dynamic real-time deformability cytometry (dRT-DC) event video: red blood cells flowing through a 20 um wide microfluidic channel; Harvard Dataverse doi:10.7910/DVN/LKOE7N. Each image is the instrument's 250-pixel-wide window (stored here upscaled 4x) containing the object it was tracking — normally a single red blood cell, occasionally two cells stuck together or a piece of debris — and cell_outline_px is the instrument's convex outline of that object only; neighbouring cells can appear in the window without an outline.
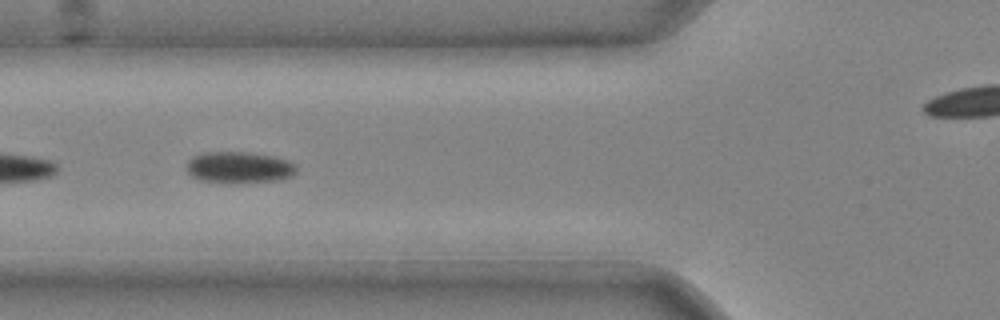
{"species": "common noctule bat (a hibernating species)", "species_latin": "Nyctalus noctula", "temperature_condition": "cold", "stored_images_in_passage": 20, "camera_frame_rate_fps": 3000, "um_per_image_px": 0.085, "animal": {"sex": "male", "body_mass_g": 20.4}, "frame": {"image": 1, "passage_image": 15, "time_ms": 4.667, "image_size_px": [1000, 320], "cell_outline_px": [[296, 172], [292, 176], [280, 180], [236, 184], [232, 184], [200, 180], [192, 176], [188, 172], [188, 160], [192, 156], [200, 152], [244, 152], [272, 156], [288, 160], [296, 164]], "centroid_in_image_um": [20.33, 14.24], "position_along_channel_um": 105.5, "area_um2": 20.46}}